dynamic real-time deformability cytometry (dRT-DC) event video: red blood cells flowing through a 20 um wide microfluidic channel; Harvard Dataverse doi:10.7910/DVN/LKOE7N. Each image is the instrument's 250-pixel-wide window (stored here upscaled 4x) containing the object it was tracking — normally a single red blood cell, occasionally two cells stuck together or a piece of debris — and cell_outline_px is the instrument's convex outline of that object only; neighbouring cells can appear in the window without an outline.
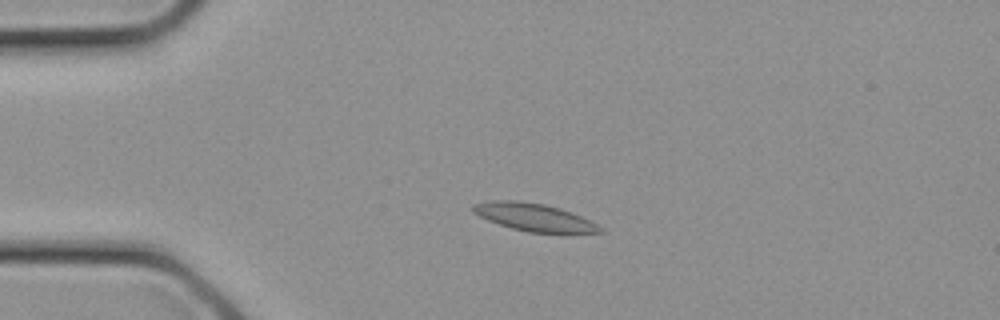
{"species": "common noctule bat (a hibernating species)", "species_latin": "Nyctalus noctula", "temperature_condition": "cold", "stored_images_in_passage": 13, "camera_frame_rate_fps": 3000, "um_per_image_px": 0.085, "animal": {"sex": "female", "body_mass_g": 21.9}, "frame": {"image": 1, "passage_image": 6, "time_ms": 1.667, "image_size_px": [1000, 320], "cell_outline_px": [[608, 232], [528, 232], [512, 228], [488, 220], [472, 212], [472, 204], [492, 200], [516, 200], [544, 204], [560, 208], [572, 212], [604, 228]], "centroid_in_image_um": [45.37, 18.45], "position_along_channel_um": 39.6, "area_um2": 20.23}}
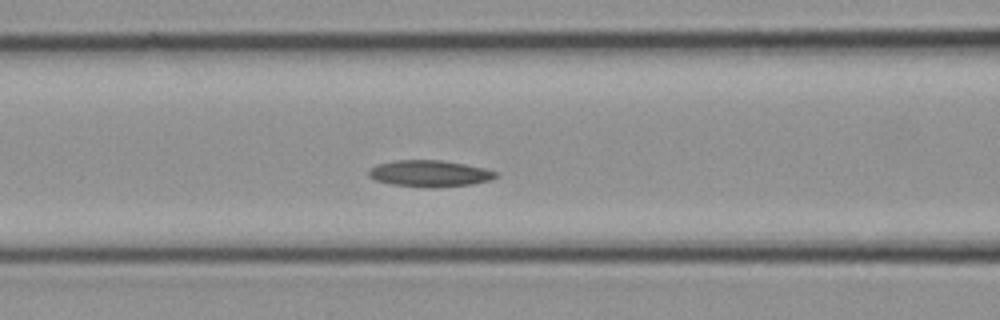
{"frame": {"image": 2, "passage_image": 11, "time_ms": 3.333, "image_size_px": [1000, 320], "cell_outline_px": [[500, 176], [488, 180], [472, 184], [432, 188], [428, 188], [392, 184], [376, 180], [368, 176], [368, 172], [376, 164], [396, 160], [440, 160], [464, 164], [484, 168], [500, 172]], "centroid_in_image_um": [36.55, 14.75], "position_along_channel_um": 130.1, "area_um2": 19.65}}
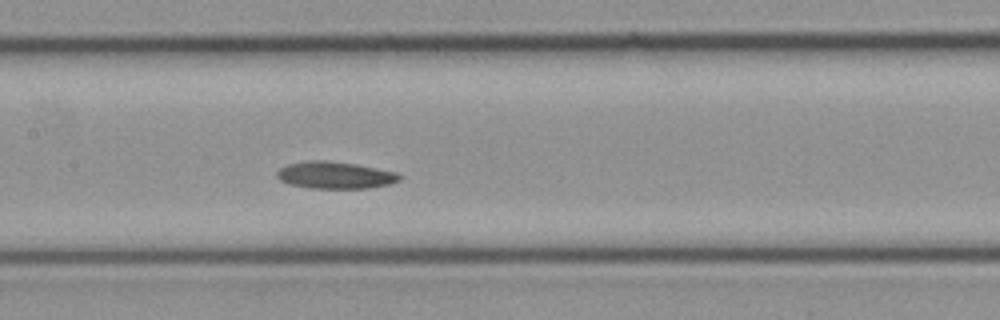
{"frame": {"image": 3, "passage_image": 13, "time_ms": 4.0, "image_size_px": [1000, 320], "cell_outline_px": [[400, 180], [388, 184], [368, 188], [308, 188], [288, 184], [280, 180], [276, 176], [276, 172], [280, 168], [288, 164], [308, 160], [328, 160], [356, 164], [400, 172]], "centroid_in_image_um": [28.47, 14.88], "position_along_channel_um": 178.9, "area_um2": 19.48}}